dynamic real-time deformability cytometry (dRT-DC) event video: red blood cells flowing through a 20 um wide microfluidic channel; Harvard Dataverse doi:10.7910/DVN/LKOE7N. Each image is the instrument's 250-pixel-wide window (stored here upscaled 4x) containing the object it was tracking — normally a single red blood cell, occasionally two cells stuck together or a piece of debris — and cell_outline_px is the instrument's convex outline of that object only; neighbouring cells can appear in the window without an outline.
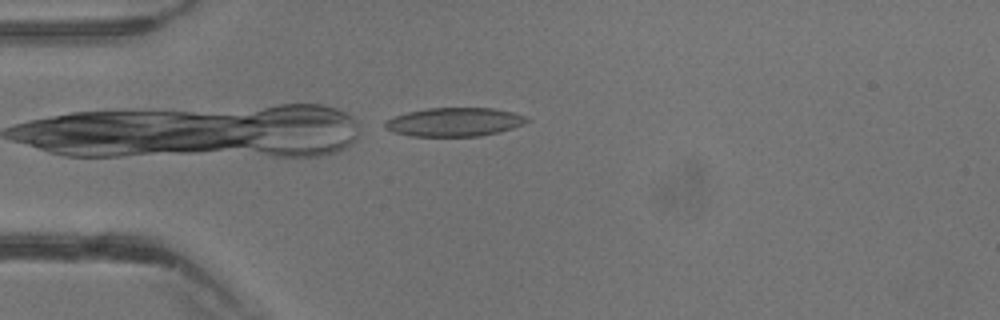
{"species": "common noctule bat (a hibernating species)", "species_latin": "Nyctalus noctula", "temperature_condition": "warm", "stored_images_in_passage": 2, "camera_frame_rate_fps": 3000, "um_per_image_px": 0.085, "animal": {"sex": "male", "body_mass_g": 13.3}, "frame": {"image": 1, "passage_image": 2, "time_ms": 0.333, "image_size_px": [1000, 320], "cell_outline_px": [[528, 120], [524, 124], [500, 132], [480, 136], [412, 136], [392, 132], [384, 128], [384, 120], [408, 112], [428, 108], [492, 108], [512, 112], [528, 116]], "centroid_in_image_um": [38.61, 10.37], "position_along_channel_um": 46.4, "area_um2": 23.76}}